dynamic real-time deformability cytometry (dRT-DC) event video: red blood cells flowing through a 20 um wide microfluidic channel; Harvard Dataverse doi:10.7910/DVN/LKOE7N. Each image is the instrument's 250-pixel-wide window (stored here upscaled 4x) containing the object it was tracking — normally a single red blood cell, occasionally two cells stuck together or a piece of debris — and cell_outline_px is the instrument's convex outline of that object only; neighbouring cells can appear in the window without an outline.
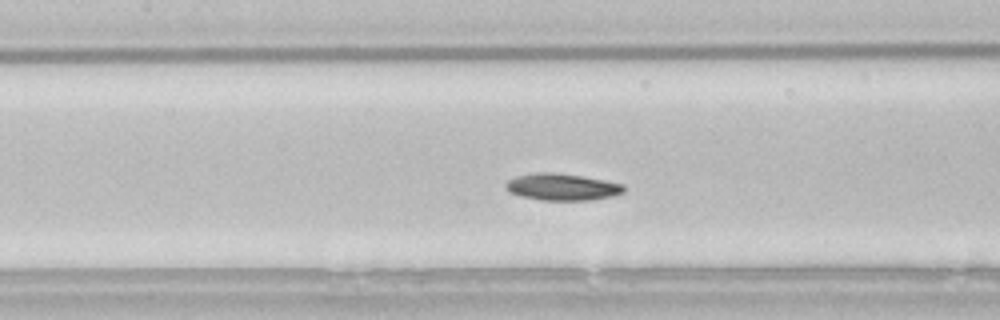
{"species": "common noctule bat (a hibernating species)", "species_latin": "Nyctalus noctula", "temperature_condition": "room temperature", "stored_images_in_passage": 39, "camera_frame_rate_fps": 3000, "um_per_image_px": 0.085, "animal": {"sex": "male", "body_mass_g": 21.5, "forearm_length_mm": 52.0}, "frame": {"image": 1, "passage_image": 10, "time_ms": 3.0, "image_size_px": [1000, 320], "cell_outline_px": [[624, 192], [612, 196], [588, 200], [540, 200], [520, 196], [508, 192], [504, 188], [504, 184], [508, 180], [516, 176], [532, 172], [552, 172], [580, 176], [604, 180], [624, 184]], "centroid_in_image_um": [47.71, 15.89], "position_along_channel_um": 159.7, "area_um2": 18.55}}
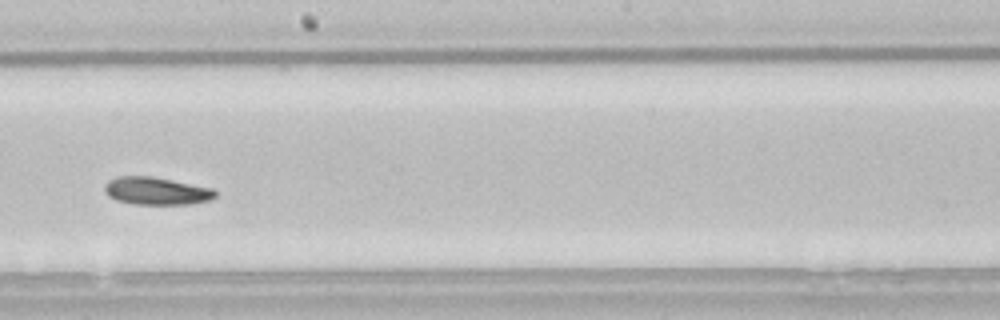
{"frame": {"image": 2, "passage_image": 16, "time_ms": 5.0, "image_size_px": [1000, 320], "cell_outline_px": [[216, 196], [208, 200], [192, 204], [132, 204], [116, 200], [108, 196], [104, 192], [104, 184], [108, 180], [120, 176], [152, 176], [212, 188], [216, 192]], "centroid_in_image_um": [13.25, 16.23], "position_along_channel_um": 235.0, "area_um2": 17.86}}
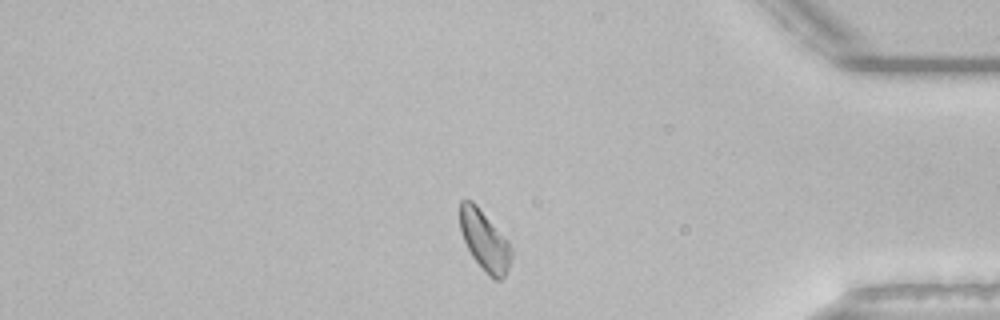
{"frame": {"image": 3, "passage_image": 31, "time_ms": 10.0, "image_size_px": [1000, 320], "cell_outline_px": [[512, 256], [508, 268], [504, 276], [500, 280], [492, 280], [488, 276], [472, 256], [460, 232], [460, 200], [472, 200], [476, 204], [508, 240], [512, 248]], "centroid_in_image_um": [41.2, 20.46], "position_along_channel_um": 394.0, "area_um2": 18.03}, "authors_computed_cell_mechanics": {"area_um2": 18.0914, "velocity_mm_per_s": 3.7705, "shape_relaxation_time_tau1_ms": 6.6865, "shape_relaxation_time_tau2_ms": null, "deformation_change_tau1": 0.1253, "deformation_change_tau2": null}}